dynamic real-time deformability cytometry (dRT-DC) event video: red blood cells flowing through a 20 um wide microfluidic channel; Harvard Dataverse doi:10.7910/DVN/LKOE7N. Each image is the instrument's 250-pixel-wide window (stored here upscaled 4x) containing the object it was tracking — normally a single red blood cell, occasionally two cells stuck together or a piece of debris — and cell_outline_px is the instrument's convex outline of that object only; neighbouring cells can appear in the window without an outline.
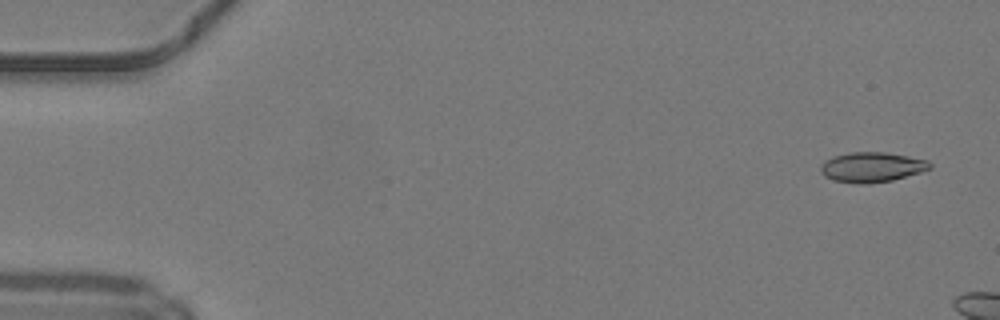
{"species": "common noctule bat (a hibernating species)", "species_latin": "Nyctalus noctula", "temperature_condition": "warm", "stored_images_in_passage": 6, "camera_frame_rate_fps": 3000, "um_per_image_px": 0.085, "animal": {"sex": "male", "body_mass_g": 19.2, "forearm_length_mm": 51.8}, "frame": {"image": 1, "passage_image": 1, "time_ms": 0.0, "image_size_px": [1000, 320], "cell_outline_px": [[932, 168], [920, 172], [892, 180], [868, 184], [856, 184], [832, 180], [824, 176], [820, 172], [820, 164], [824, 160], [832, 156], [848, 152], [888, 152], [928, 160], [932, 164]], "centroid_in_image_um": [74.07, 14.2], "position_along_channel_um": 10.9, "area_um2": 19.42}}